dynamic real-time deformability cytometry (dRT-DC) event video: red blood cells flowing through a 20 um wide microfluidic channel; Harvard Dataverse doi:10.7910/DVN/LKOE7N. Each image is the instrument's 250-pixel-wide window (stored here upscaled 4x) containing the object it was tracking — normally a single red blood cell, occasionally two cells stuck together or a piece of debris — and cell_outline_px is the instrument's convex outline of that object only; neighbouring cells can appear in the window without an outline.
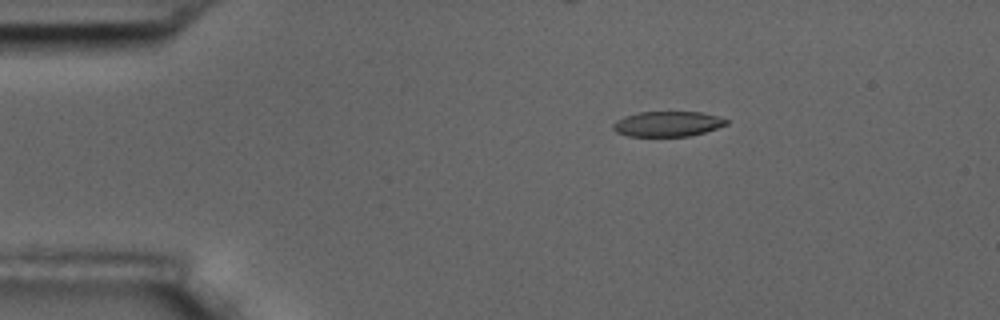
{"species": "common noctule bat (a hibernating species)", "species_latin": "Nyctalus noctula", "temperature_condition": "room temperature", "stored_images_in_passage": 5, "camera_frame_rate_fps": 3000, "um_per_image_px": 0.085, "animal": {"sex": "male", "body_mass_g": 17.5, "forearm_length_mm": 52.3}, "frame": {"image": 1, "passage_image": 3, "time_ms": 2.333, "image_size_px": [1000, 320], "cell_outline_px": [[728, 124], [692, 136], [628, 136], [616, 132], [612, 128], [612, 124], [616, 120], [624, 116], [640, 112], [704, 112], [728, 120]], "centroid_in_image_um": [56.72, 10.53], "position_along_channel_um": 28.3, "area_um2": 16.65}}